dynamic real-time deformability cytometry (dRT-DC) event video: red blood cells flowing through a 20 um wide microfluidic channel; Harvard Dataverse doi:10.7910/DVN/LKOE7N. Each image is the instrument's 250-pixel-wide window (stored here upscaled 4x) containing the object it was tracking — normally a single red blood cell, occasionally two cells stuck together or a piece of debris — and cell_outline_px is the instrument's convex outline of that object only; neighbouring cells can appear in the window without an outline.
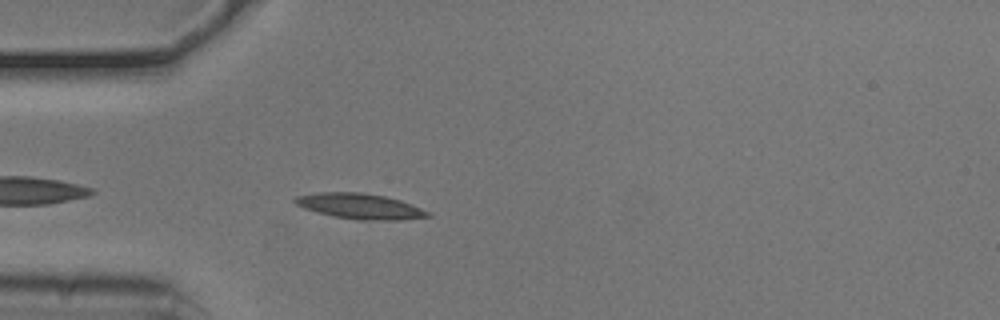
{"species": "common noctule bat (a hibernating species)", "species_latin": "Nyctalus noctula", "temperature_condition": "cold", "stored_images_in_passage": 41, "camera_frame_rate_fps": 3000, "um_per_image_px": 0.085, "animal": {"sex": "male", "body_mass_g": 20.5, "forearm_length_mm": 52.5}, "frame": {"image": 1, "passage_image": 3, "time_ms": 0.667, "image_size_px": [1000, 320], "cell_outline_px": [[432, 216], [404, 220], [356, 220], [332, 216], [304, 208], [296, 204], [292, 200], [296, 196], [320, 192], [360, 192], [384, 196], [400, 200], [412, 204], [432, 212]], "centroid_in_image_um": [30.64, 17.54], "position_along_channel_um": 54.4, "area_um2": 19.88}}
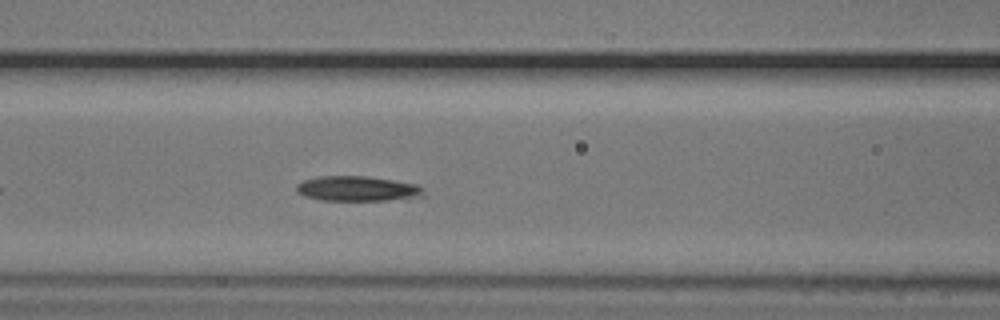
{"frame": {"image": 2, "passage_image": 10, "time_ms": 3.0, "image_size_px": [1000, 320], "cell_outline_px": [[428, 196], [408, 200], [320, 200], [304, 196], [296, 192], [296, 184], [304, 180], [320, 176], [368, 176], [416, 184]], "centroid_in_image_um": [30.43, 16.05], "position_along_channel_um": 136.2, "area_um2": 18.84}}
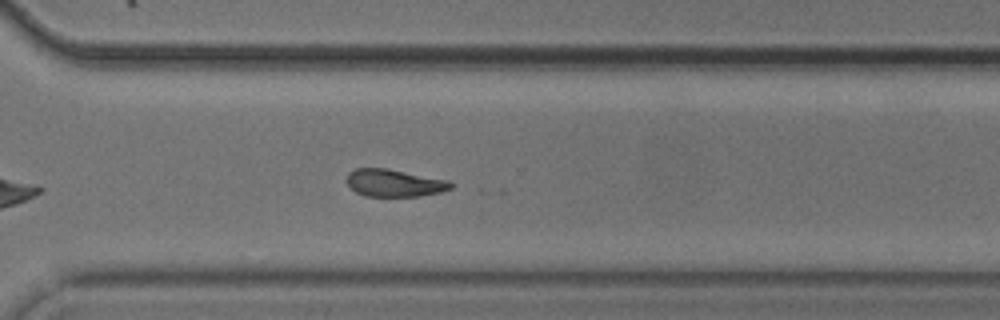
{"frame": {"image": 3, "passage_image": 26, "time_ms": 8.333, "image_size_px": [1000, 320], "cell_outline_px": [[456, 184], [452, 188], [440, 192], [420, 196], [364, 196], [356, 192], [348, 184], [348, 172], [356, 168], [388, 168], [452, 180]], "centroid_in_image_um": [33.6, 15.54], "position_along_channel_um": 337.0, "area_um2": 16.88}}